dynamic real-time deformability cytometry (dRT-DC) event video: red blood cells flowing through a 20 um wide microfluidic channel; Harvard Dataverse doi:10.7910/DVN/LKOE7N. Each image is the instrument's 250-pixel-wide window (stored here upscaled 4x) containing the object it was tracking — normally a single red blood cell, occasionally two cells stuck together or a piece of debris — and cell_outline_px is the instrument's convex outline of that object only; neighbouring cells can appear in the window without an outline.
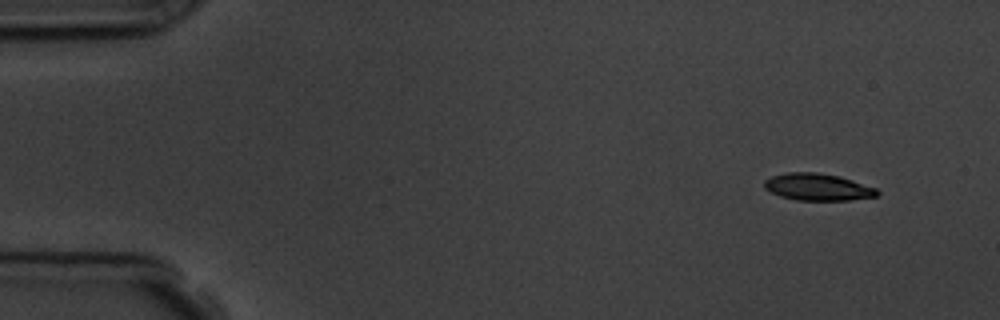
{"species": "common noctule bat (a hibernating species)", "species_latin": "Nyctalus noctula", "temperature_condition": "room temperature", "stored_images_in_passage": 4, "camera_frame_rate_fps": 3000, "um_per_image_px": 0.085, "animal": {"sex": "male", "body_mass_g": 19.5, "forearm_length_mm": 54.6}, "frame": {"image": 1, "passage_image": 1, "time_ms": 0.0, "image_size_px": [1000, 320], "cell_outline_px": [[880, 192], [876, 196], [848, 200], [796, 200], [780, 196], [764, 188], [764, 180], [772, 176], [788, 172], [816, 172], [840, 176], [876, 188]], "centroid_in_image_um": [69.49, 15.89], "position_along_channel_um": 15.5, "area_um2": 17.69}}
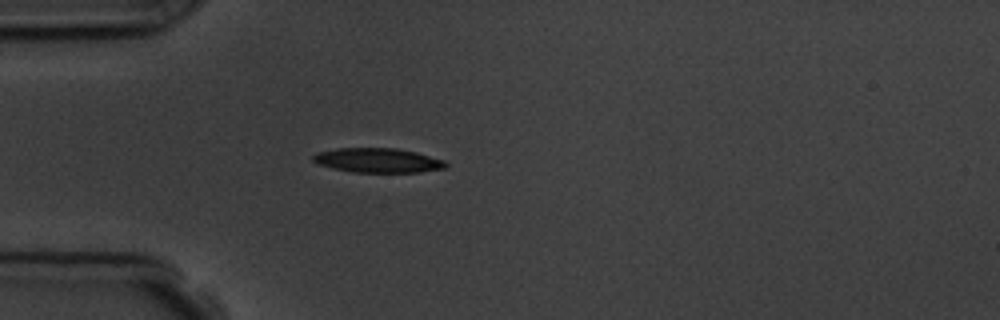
{"frame": {"image": 2, "passage_image": 4, "time_ms": 3.667, "image_size_px": [1000, 320], "cell_outline_px": [[448, 164], [444, 168], [420, 172], [352, 172], [332, 168], [316, 164], [312, 160], [312, 156], [316, 152], [336, 148], [396, 148], [416, 152], [444, 160]], "centroid_in_image_um": [32.07, 13.63], "position_along_channel_um": 52.9, "area_um2": 19.02}}